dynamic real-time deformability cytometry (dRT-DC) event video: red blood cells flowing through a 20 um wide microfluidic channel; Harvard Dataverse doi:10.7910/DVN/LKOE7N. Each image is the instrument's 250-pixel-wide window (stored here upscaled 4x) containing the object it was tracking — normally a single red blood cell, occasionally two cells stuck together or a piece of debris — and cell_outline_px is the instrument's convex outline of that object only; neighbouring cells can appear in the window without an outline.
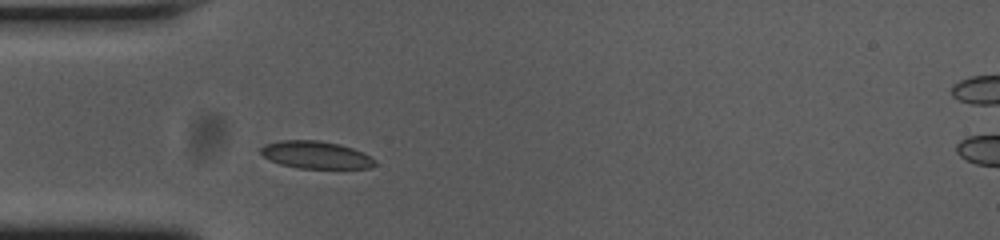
{"species": "common noctule bat (a hibernating species)", "species_latin": "Nyctalus noctula", "temperature_condition": "cold", "stored_images_in_passage": 39, "camera_frame_rate_fps": 3000, "um_per_image_px": 0.085, "animal": {"sex": "female", "body_mass_g": 23.0, "forearm_length_mm": 53.4}, "frame": {"image": 1, "passage_image": 1, "time_ms": 0.0, "image_size_px": [1000, 240], "cell_outline_px": [[376, 164], [368, 168], [300, 168], [280, 164], [264, 156], [260, 152], [260, 148], [264, 144], [280, 140], [316, 140], [340, 144], [352, 148], [376, 160]], "centroid_in_image_um": [26.82, 13.16], "position_along_channel_um": 58.2, "area_um2": 18.03}}
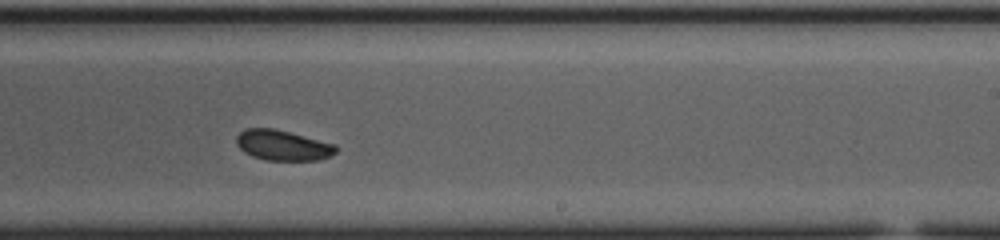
{"frame": {"image": 2, "passage_image": 18, "time_ms": 5.667, "image_size_px": [1000, 240], "cell_outline_px": [[336, 152], [320, 160], [264, 160], [252, 156], [244, 152], [236, 144], [236, 136], [244, 128], [272, 128], [336, 144]], "centroid_in_image_um": [23.99, 12.35], "position_along_channel_um": 265.0, "area_um2": 17.51}}
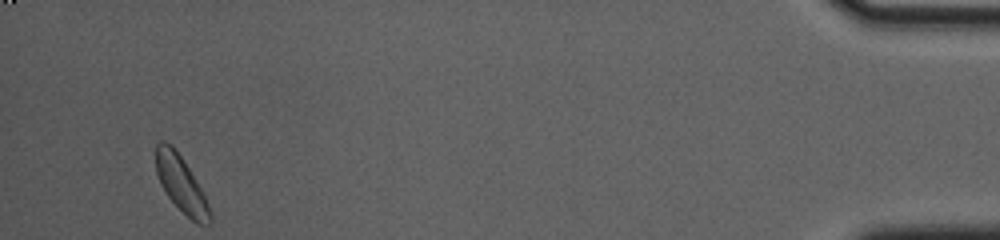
{"frame": {"image": 3, "passage_image": 37, "time_ms": 12.0, "image_size_px": [1000, 240], "cell_outline_px": [[212, 224], [196, 224], [168, 196], [160, 184], [156, 172], [156, 144], [160, 140], [164, 140], [180, 156], [204, 192], [212, 212]], "centroid_in_image_um": [15.43, 15.7], "position_along_channel_um": 419.8, "area_um2": 17.4}, "authors_computed_cell_mechanics": {"area_um2": 17.7446, "velocity_mm_per_s": 3.711, "shape_relaxation_time_tau1_ms": null, "shape_relaxation_time_tau2_ms": 4.2918, "deformation_change_tau1": null, "deformation_change_tau2": 0.0718}}